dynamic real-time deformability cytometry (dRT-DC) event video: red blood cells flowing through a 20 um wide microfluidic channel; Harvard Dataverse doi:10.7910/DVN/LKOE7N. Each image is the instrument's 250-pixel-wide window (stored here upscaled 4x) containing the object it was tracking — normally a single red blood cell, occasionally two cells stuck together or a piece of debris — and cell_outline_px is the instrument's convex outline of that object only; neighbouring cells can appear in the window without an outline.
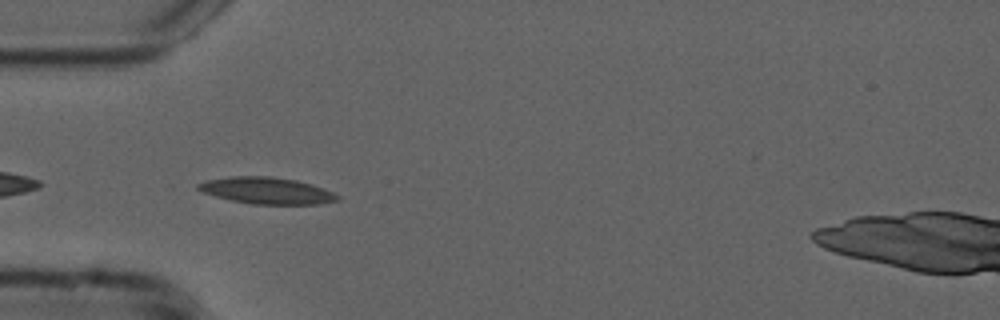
{"species": "common noctule bat (a hibernating species)", "species_latin": "Nyctalus noctula", "temperature_condition": "cold", "stored_images_in_passage": 33, "camera_frame_rate_fps": 3000, "um_per_image_px": 0.085, "animal": {"sex": "male", "forearm_length_mm": 52.5}, "frame": {"image": 1, "passage_image": 2, "time_ms": 0.333, "image_size_px": [1000, 320], "cell_outline_px": [[340, 200], [320, 204], [252, 204], [232, 200], [216, 196], [204, 192], [196, 188], [196, 184], [208, 180], [232, 176], [268, 176], [296, 180], [312, 184], [324, 188], [340, 196]], "centroid_in_image_um": [22.71, 16.2], "position_along_channel_um": 62.3, "area_um2": 21.5}}
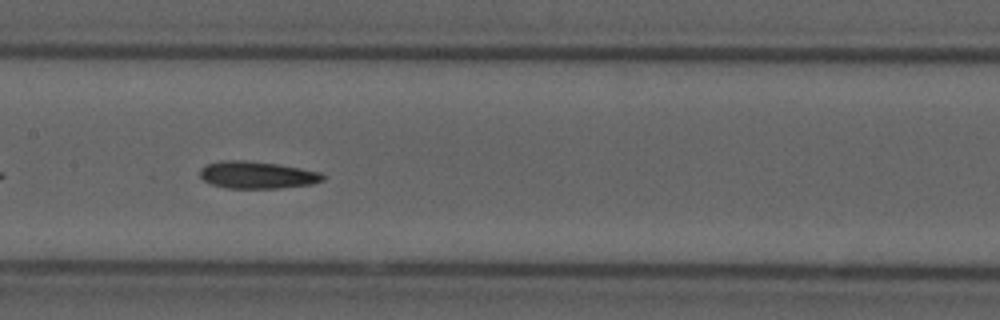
{"frame": {"image": 2, "passage_image": 12, "time_ms": 3.667, "image_size_px": [1000, 320], "cell_outline_px": [[328, 176], [324, 180], [312, 184], [280, 188], [228, 188], [212, 184], [204, 180], [200, 176], [200, 168], [204, 164], [220, 160], [244, 160], [280, 164], [320, 172]], "centroid_in_image_um": [21.86, 14.86], "position_along_channel_um": 185.5, "area_um2": 19.71}}
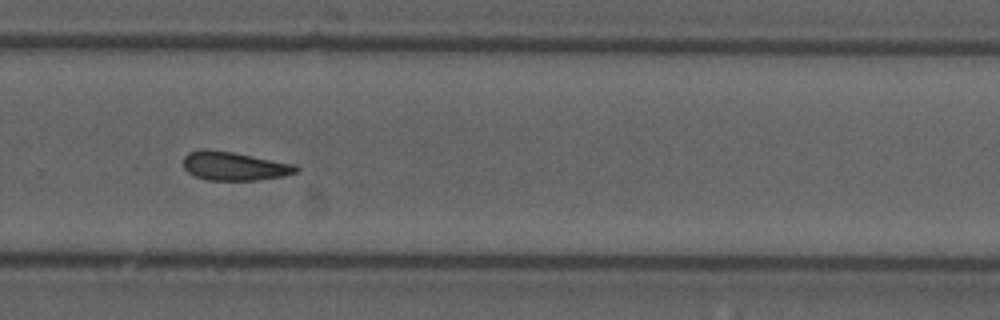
{"frame": {"image": 3, "passage_image": 22, "time_ms": 7.0, "image_size_px": [1000, 320], "cell_outline_px": [[300, 168], [296, 172], [284, 176], [256, 180], [208, 180], [196, 176], [188, 172], [184, 168], [184, 156], [188, 152], [200, 148], [208, 148], [232, 152], [296, 164]], "centroid_in_image_um": [19.9, 14.1], "position_along_channel_um": 309.9, "area_um2": 18.96}, "authors_computed_cell_mechanics": {"area_um2": 19.1896, "velocity_mm_per_s": 3.7469, "shape_relaxation_time_tau1_ms": null, "shape_relaxation_time_tau2_ms": 9.294, "deformation_change_tau1": null, "deformation_change_tau2": 0.191}}